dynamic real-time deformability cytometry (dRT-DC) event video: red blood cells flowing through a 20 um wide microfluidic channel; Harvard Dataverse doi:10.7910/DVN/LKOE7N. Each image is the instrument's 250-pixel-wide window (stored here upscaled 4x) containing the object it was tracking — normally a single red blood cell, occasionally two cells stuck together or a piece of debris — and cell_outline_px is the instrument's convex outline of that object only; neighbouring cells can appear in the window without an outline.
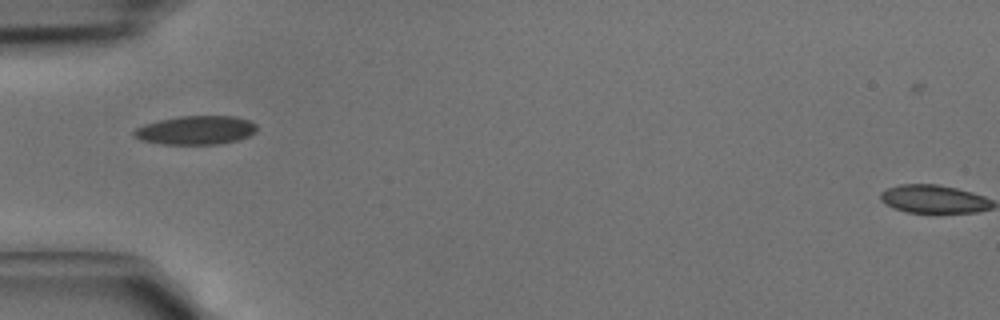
{"species": "common noctule bat (a hibernating species)", "species_latin": "Nyctalus noctula", "temperature_condition": "cold", "stored_images_in_passage": 5, "camera_frame_rate_fps": 3000, "um_per_image_px": 0.085, "animal": {"sex": "male", "body_mass_g": 15.6}, "frame": {"image": 1, "passage_image": 4, "time_ms": 1.0, "image_size_px": [1000, 320], "cell_outline_px": [[256, 132], [248, 136], [236, 140], [216, 144], [160, 144], [140, 140], [132, 136], [132, 132], [136, 128], [144, 124], [160, 120], [180, 116], [236, 116], [248, 120], [256, 124]], "centroid_in_image_um": [16.61, 11.06], "position_along_channel_um": 68.4, "area_um2": 20.58}}